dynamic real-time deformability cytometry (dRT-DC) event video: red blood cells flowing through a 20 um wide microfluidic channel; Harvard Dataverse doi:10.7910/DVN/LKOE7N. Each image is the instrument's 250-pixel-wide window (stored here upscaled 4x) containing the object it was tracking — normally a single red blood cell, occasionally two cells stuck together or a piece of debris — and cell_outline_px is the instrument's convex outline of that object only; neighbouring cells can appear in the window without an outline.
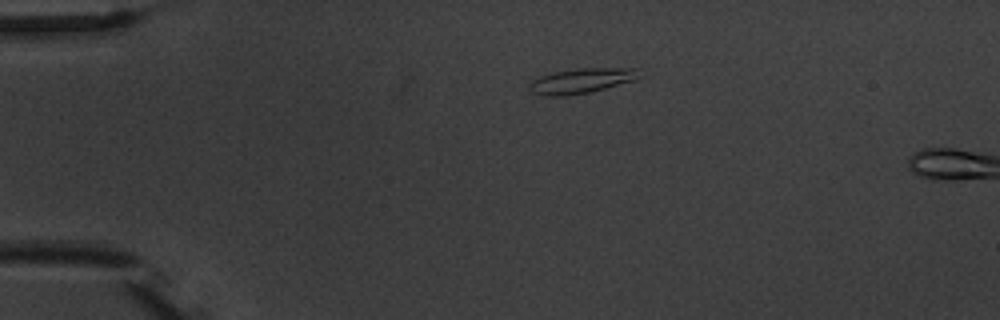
{"species": "common noctule bat (a hibernating species)", "species_latin": "Nyctalus noctula", "temperature_condition": "warm", "stored_images_in_passage": 2, "camera_frame_rate_fps": 3000, "um_per_image_px": 0.085, "animal": {"sex": "male", "body_mass_g": 20.1, "forearm_length_mm": 53.5}, "frame": {"image": 1, "passage_image": 1, "time_ms": 0.0, "image_size_px": [1000, 320], "cell_outline_px": [[640, 76], [632, 80], [604, 88], [588, 92], [564, 96], [540, 96], [532, 92], [528, 88], [528, 84], [532, 80], [540, 76], [552, 72], [576, 68], [636, 68]], "centroid_in_image_um": [49.31, 6.86], "position_along_channel_um": 35.7, "area_um2": 15.9}}